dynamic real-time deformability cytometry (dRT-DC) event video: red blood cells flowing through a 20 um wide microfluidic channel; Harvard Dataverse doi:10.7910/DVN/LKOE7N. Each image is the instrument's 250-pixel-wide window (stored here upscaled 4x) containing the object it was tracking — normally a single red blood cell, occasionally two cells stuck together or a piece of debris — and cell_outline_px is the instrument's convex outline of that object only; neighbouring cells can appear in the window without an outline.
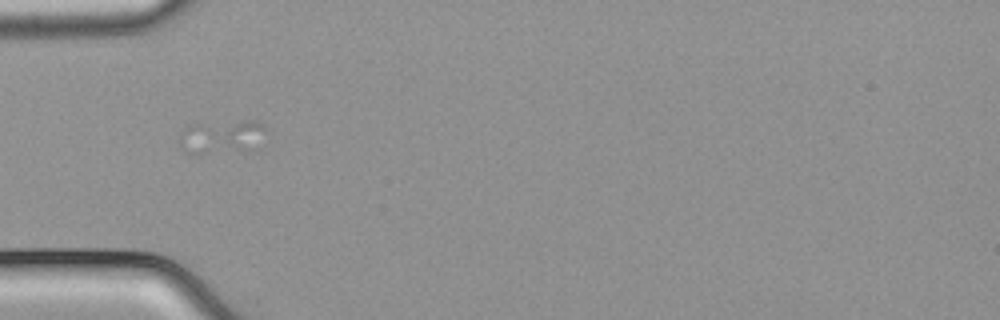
{"species": "common noctule bat (a hibernating species)", "species_latin": "Nyctalus noctula", "temperature_condition": "cold", "stored_images_in_passage": 3, "camera_frame_rate_fps": 3000, "um_per_image_px": 0.085, "animal": {"sex": "male", "body_mass_g": 21.5, "forearm_length_mm": 52.0}, "frame": {"image": 1, "passage_image": 3, "time_ms": 0.667, "image_size_px": [1000, 320], "cell_outline_px": [[268, 128], [252, 148], [196, 156], [184, 152], [180, 144], [180, 132], [184, 124], [252, 120], [256, 120]], "centroid_in_image_um": [18.72, 11.62], "position_along_channel_um": 66.3, "area_um2": 17.22}}